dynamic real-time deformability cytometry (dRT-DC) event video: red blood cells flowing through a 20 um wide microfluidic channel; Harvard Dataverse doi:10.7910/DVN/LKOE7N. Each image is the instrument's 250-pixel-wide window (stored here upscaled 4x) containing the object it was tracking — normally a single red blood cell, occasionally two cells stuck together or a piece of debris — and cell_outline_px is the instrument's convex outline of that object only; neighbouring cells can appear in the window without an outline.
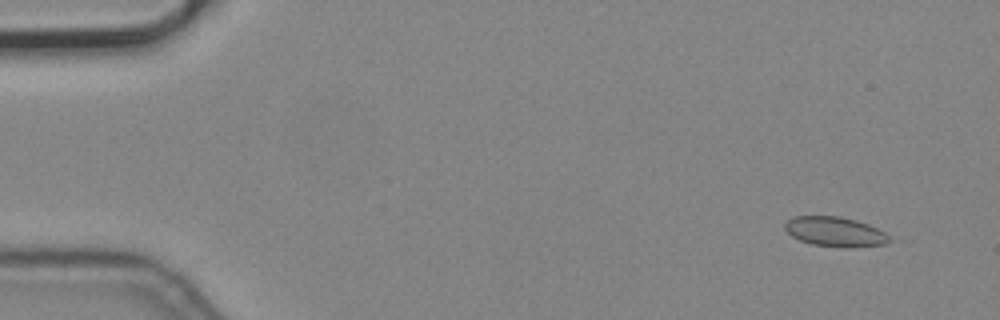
{"species": "common noctule bat (a hibernating species)", "species_latin": "Nyctalus noctula", "temperature_condition": "cold", "stored_images_in_passage": 5, "segment_of_instrument_passage": [1, 2], "camera_frame_rate_fps": 3000, "um_per_image_px": 0.085, "animal": {"sex": "male", "body_mass_g": 19.2, "forearm_length_mm": 51.8}, "frame": {"image": 1, "passage_image": 2, "time_ms": 0.333, "image_size_px": [1000, 320], "cell_outline_px": [[888, 244], [848, 248], [844, 248], [812, 244], [800, 240], [792, 236], [784, 228], [784, 224], [792, 216], [840, 216], [856, 220], [868, 224], [884, 232], [888, 236]], "centroid_in_image_um": [70.96, 19.7], "position_along_channel_um": 14.0, "area_um2": 18.09}}